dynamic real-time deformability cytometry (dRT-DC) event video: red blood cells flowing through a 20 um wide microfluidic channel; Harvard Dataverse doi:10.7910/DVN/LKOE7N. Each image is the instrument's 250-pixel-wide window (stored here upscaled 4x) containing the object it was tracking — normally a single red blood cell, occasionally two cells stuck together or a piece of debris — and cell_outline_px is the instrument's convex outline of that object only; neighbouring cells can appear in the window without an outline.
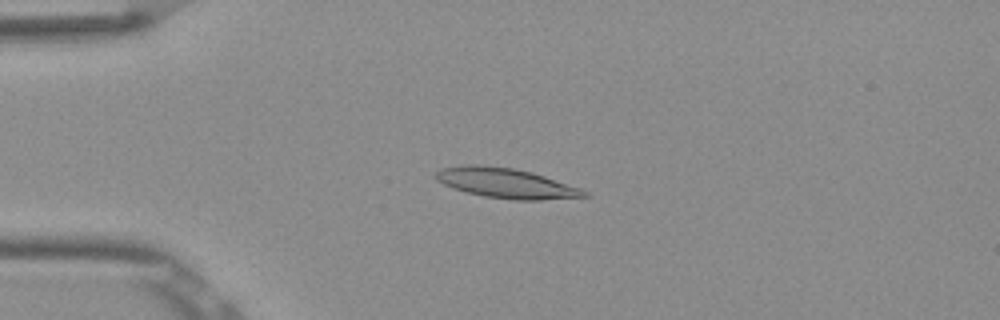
{"species": "Egyptian fruit bat (a non-hibernating species)", "species_latin": "Rousettus aegyptiacus", "temperature_condition": "room temperature", "stored_images_in_passage": 52, "camera_frame_rate_fps": 3000, "um_per_image_px": 0.085, "frame": {"image": 1, "passage_image": 13, "time_ms": 4.0, "image_size_px": [1000, 320], "cell_outline_px": [[592, 196], [540, 200], [516, 200], [484, 196], [464, 192], [452, 188], [436, 180], [436, 172], [440, 168], [464, 164], [484, 164], [512, 168], [532, 172], [580, 188], [588, 192]], "centroid_in_image_um": [42.99, 15.56], "position_along_channel_um": 42.0, "area_um2": 26.07}}
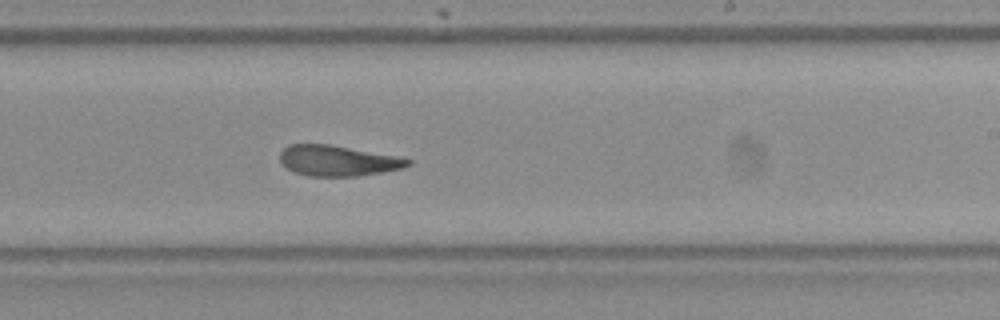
{"frame": {"image": 2, "passage_image": 32, "time_ms": 10.333, "image_size_px": [1000, 320], "cell_outline_px": [[412, 164], [404, 168], [356, 176], [308, 176], [296, 172], [288, 168], [280, 160], [280, 152], [288, 144], [328, 144], [396, 156], [412, 160]], "centroid_in_image_um": [28.71, 13.65], "position_along_channel_um": 260.3, "area_um2": 22.54}}
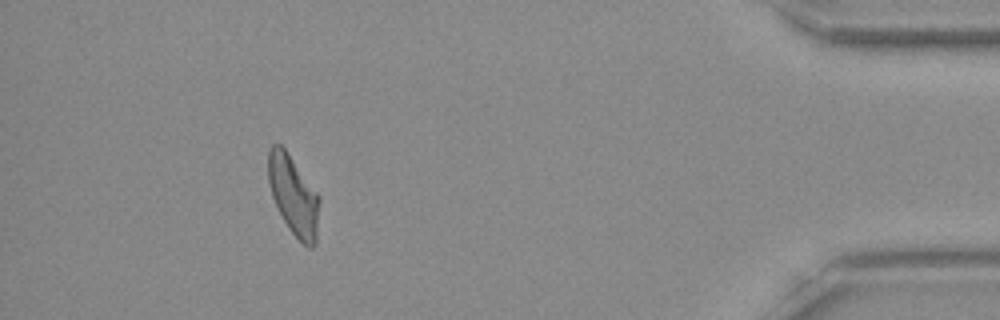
{"frame": {"image": 3, "passage_image": 48, "time_ms": 15.667, "image_size_px": [1000, 320], "cell_outline_px": [[320, 200], [316, 244], [312, 248], [308, 248], [288, 228], [272, 196], [268, 180], [268, 148], [272, 144], [280, 144], [288, 152], [320, 196]], "centroid_in_image_um": [24.96, 16.6], "position_along_channel_um": 410.2, "area_um2": 23.7}, "authors_computed_cell_mechanics": {"area_um2": 24.0159, "velocity_mm_per_s": 3.8603, "shape_relaxation_time_tau1_ms": null, "shape_relaxation_time_tau2_ms": 5.4151, "deformation_change_tau1": null, "deformation_change_tau2": 0.1387}}